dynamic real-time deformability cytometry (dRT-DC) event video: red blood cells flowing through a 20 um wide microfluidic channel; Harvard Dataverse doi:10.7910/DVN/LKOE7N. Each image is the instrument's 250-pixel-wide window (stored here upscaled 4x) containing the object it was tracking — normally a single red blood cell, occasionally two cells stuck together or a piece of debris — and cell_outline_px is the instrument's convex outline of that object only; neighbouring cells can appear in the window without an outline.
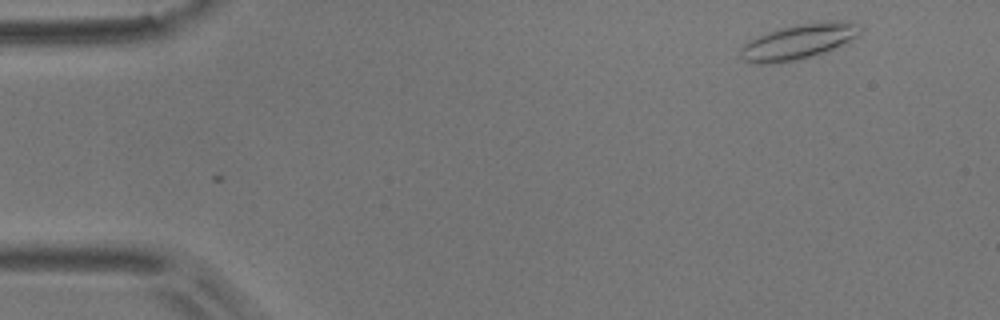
{"species": "common noctule bat (a hibernating species)", "species_latin": "Nyctalus noctula", "temperature_condition": "room temperature", "stored_images_in_passage": 4, "camera_frame_rate_fps": 3000, "um_per_image_px": 0.085, "animal": {"sex": "male", "body_mass_g": 17.9}, "frame": {"image": 1, "passage_image": 4, "time_ms": 1.0, "image_size_px": [1000, 320], "cell_outline_px": [[864, 28], [860, 36], [848, 44], [828, 52], [796, 60], [768, 64], [752, 64], [744, 60], [740, 56], [740, 48], [748, 40], [780, 28], [800, 24], [828, 20], [848, 20], [860, 24]], "centroid_in_image_um": [68.0, 3.53], "position_along_channel_um": 17.0, "area_um2": 25.32}}